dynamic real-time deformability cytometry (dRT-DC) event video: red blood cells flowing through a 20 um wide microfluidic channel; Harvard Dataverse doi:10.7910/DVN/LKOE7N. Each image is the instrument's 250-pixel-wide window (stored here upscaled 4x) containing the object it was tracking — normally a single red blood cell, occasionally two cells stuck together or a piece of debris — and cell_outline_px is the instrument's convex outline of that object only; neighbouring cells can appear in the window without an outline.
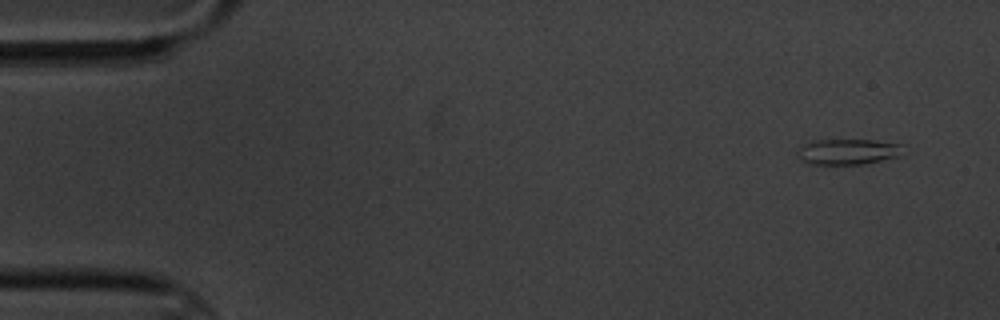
{"species": "common noctule bat (a hibernating species)", "species_latin": "Nyctalus noctula", "temperature_condition": "cold", "stored_images_in_passage": 6, "camera_frame_rate_fps": 3000, "um_per_image_px": 0.085, "animal": {"sex": "male", "body_mass_g": 20.1, "forearm_length_mm": 53.5}, "frame": {"image": 1, "passage_image": 1, "time_ms": 0.0, "image_size_px": [1000, 320], "cell_outline_px": [[900, 156], [864, 164], [808, 164], [800, 160], [796, 156], [796, 152], [804, 144], [812, 140], [872, 140], [900, 144]], "centroid_in_image_um": [71.98, 12.9], "position_along_channel_um": 13.0, "area_um2": 15.72}}
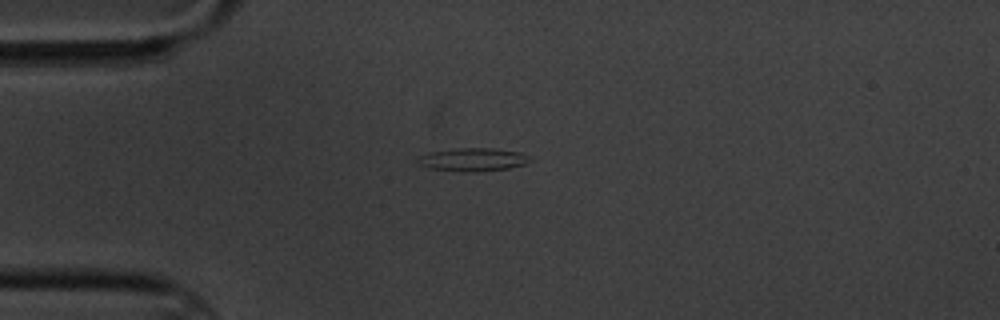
{"frame": {"image": 2, "passage_image": 4, "time_ms": 3.667, "image_size_px": [1000, 320], "cell_outline_px": [[532, 160], [524, 164], [508, 168], [476, 172], [464, 172], [428, 168], [416, 164], [416, 156], [428, 152], [460, 148], [492, 148], [520, 152], [528, 156]], "centroid_in_image_um": [40.11, 13.56], "position_along_channel_um": 44.9, "area_um2": 15.32}}
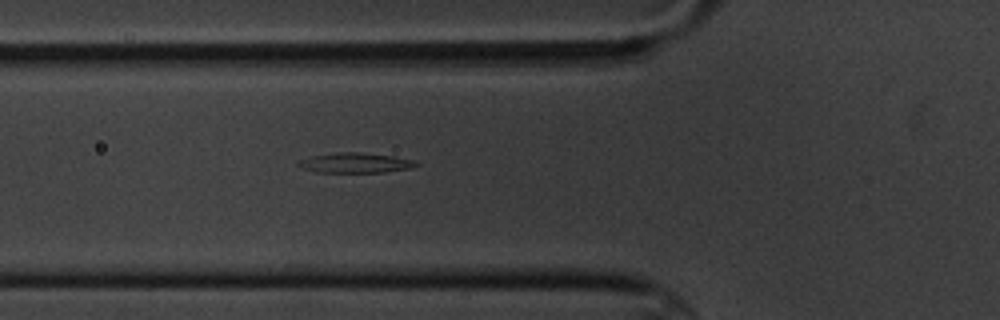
{"frame": {"image": 3, "passage_image": 6, "time_ms": 5.667, "image_size_px": [1000, 320], "cell_outline_px": [[420, 164], [412, 168], [384, 172], [316, 172], [304, 168], [296, 164], [296, 160], [312, 156], [340, 152], [360, 152], [392, 156], [412, 160]], "centroid_in_image_um": [30.18, 13.84], "position_along_channel_um": 95.6, "area_um2": 13.64}}